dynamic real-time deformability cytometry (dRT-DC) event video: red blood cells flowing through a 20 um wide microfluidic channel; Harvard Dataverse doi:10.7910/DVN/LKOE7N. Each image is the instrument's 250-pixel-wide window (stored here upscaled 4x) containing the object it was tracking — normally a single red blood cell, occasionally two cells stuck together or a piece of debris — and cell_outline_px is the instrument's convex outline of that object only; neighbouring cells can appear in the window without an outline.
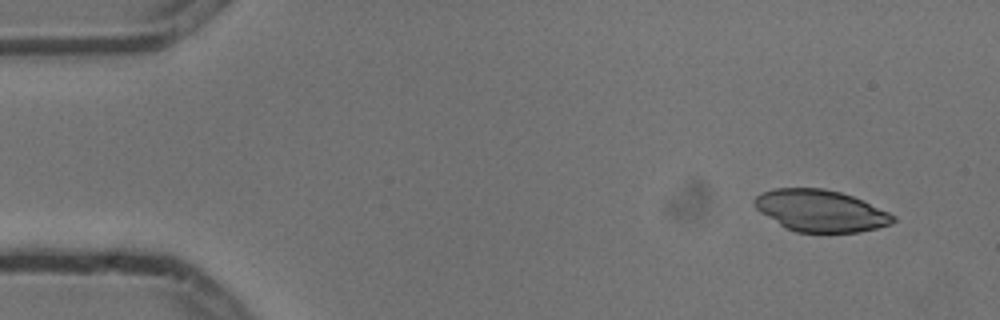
{"species": "common noctule bat (a hibernating species)", "species_latin": "Nyctalus noctula", "temperature_condition": "cold", "stored_images_in_passage": 6, "camera_frame_rate_fps": 3000, "um_per_image_px": 0.085, "animal": {"sex": "male", "body_mass_g": 13.3}, "frame": {"image": 1, "passage_image": 1, "time_ms": 0.0, "image_size_px": [1000, 320], "cell_outline_px": [[896, 220], [892, 224], [860, 232], [796, 232], [784, 228], [760, 212], [752, 204], [752, 200], [756, 196], [764, 192], [776, 188], [824, 188], [840, 192], [852, 196], [888, 212], [896, 216]], "centroid_in_image_um": [69.72, 17.92], "position_along_channel_um": 15.3, "area_um2": 33.7}}